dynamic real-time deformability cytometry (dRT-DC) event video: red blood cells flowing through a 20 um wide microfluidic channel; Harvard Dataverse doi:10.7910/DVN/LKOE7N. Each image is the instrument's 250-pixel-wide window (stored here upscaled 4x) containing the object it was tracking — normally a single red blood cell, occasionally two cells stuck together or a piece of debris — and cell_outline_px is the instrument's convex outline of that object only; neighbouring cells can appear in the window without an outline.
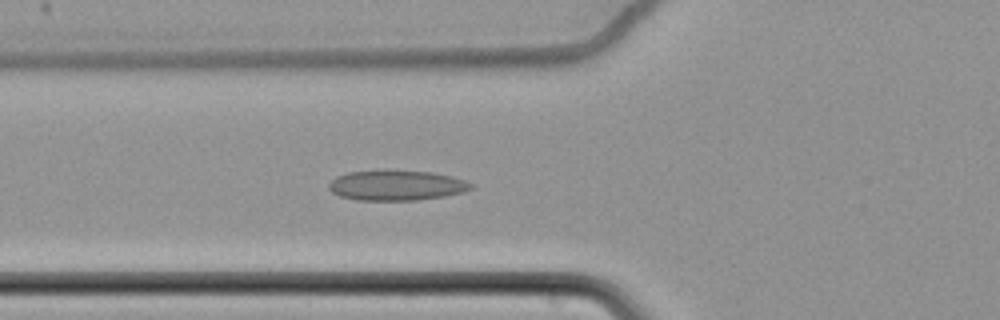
{"species": "common noctule bat (a hibernating species)", "species_latin": "Nyctalus noctula", "temperature_condition": "cold", "stored_images_in_passage": 64, "camera_frame_rate_fps": 3000, "um_per_image_px": 0.085, "animal": {"sex": "female", "body_mass_g": 22.7, "forearm_length_mm": 54.2}, "frame": {"image": 1, "passage_image": 27, "time_ms": 8.667, "image_size_px": [1000, 320], "cell_outline_px": [[472, 188], [464, 192], [444, 196], [416, 200], [356, 200], [340, 196], [332, 192], [328, 188], [328, 184], [336, 176], [348, 172], [380, 168], [384, 168], [432, 172], [452, 176], [464, 180], [472, 184]], "centroid_in_image_um": [33.66, 15.72], "position_along_channel_um": 92.1, "area_um2": 25.66}}
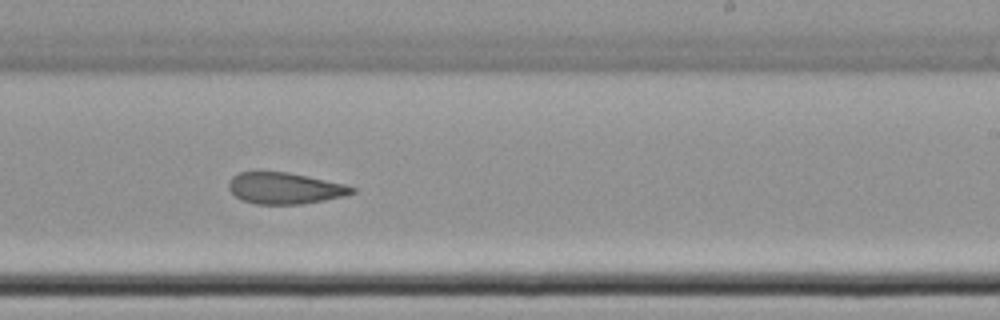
{"frame": {"image": 2, "passage_image": 42, "time_ms": 13.667, "image_size_px": [1000, 320], "cell_outline_px": [[356, 192], [344, 196], [324, 200], [300, 204], [256, 204], [240, 200], [228, 188], [228, 180], [232, 176], [240, 172], [288, 172], [344, 184], [356, 188]], "centroid_in_image_um": [24.18, 16.0], "position_along_channel_um": 264.8, "area_um2": 22.48}}
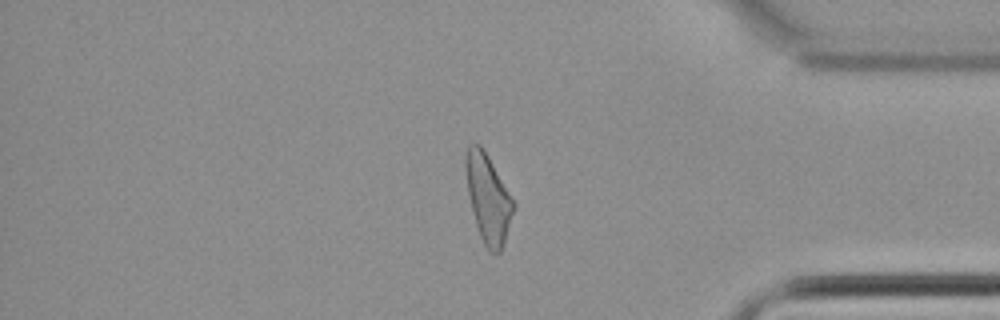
{"frame": {"image": 3, "passage_image": 55, "time_ms": 18.0, "image_size_px": [1000, 320], "cell_outline_px": [[516, 204], [504, 244], [500, 252], [488, 252], [480, 236], [476, 224], [468, 192], [464, 164], [464, 156], [468, 144], [480, 144], [488, 156]], "centroid_in_image_um": [41.48, 16.86], "position_along_channel_um": 393.7, "area_um2": 24.45}, "authors_computed_cell_mechanics": {"area_um2": 25.2875, "velocity_mm_per_s": 3.4599, "shape_relaxation_time_tau1_ms": null, "shape_relaxation_time_tau2_ms": 3.5905, "deformation_change_tau1": null, "deformation_change_tau2": 0.1024}}